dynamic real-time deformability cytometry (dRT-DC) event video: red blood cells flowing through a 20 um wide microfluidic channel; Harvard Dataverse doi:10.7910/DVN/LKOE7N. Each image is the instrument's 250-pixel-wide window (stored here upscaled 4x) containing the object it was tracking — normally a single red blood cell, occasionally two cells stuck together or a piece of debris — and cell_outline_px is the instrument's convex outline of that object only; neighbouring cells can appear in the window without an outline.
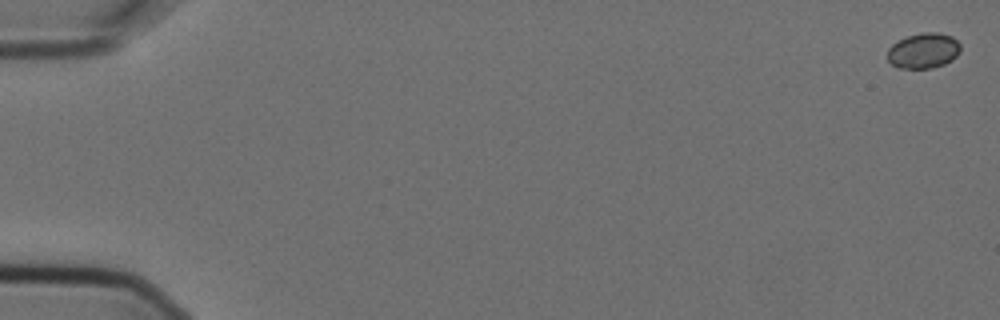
{"species": "Egyptian fruit bat (a non-hibernating species)", "species_latin": "Rousettus aegyptiacus", "temperature_condition": "cold", "stored_images_in_passage": 5, "camera_frame_rate_fps": 3000, "um_per_image_px": 0.085, "animal": {"sex": "female"}, "frame": {"image": 1, "passage_image": 1, "time_ms": 0.0, "image_size_px": [1000, 320], "cell_outline_px": [[960, 52], [952, 60], [944, 64], [932, 68], [900, 68], [892, 64], [888, 60], [888, 48], [896, 40], [920, 32], [940, 32], [952, 36], [960, 44]], "centroid_in_image_um": [78.5, 4.29], "position_along_channel_um": 6.5, "area_um2": 15.2}}
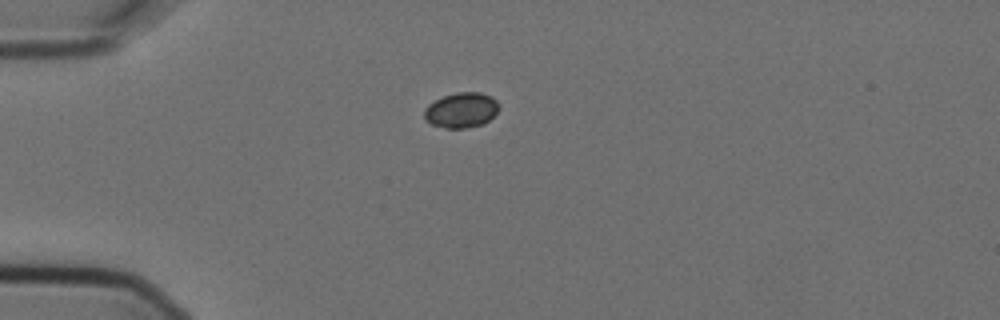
{"frame": {"image": 2, "passage_image": 5, "time_ms": 1.333, "image_size_px": [1000, 320], "cell_outline_px": [[496, 112], [484, 124], [464, 128], [444, 128], [432, 124], [424, 120], [424, 108], [428, 104], [444, 96], [456, 92], [480, 92], [492, 96], [496, 100]], "centroid_in_image_um": [39.17, 9.36], "position_along_channel_um": 45.8, "area_um2": 15.2}}